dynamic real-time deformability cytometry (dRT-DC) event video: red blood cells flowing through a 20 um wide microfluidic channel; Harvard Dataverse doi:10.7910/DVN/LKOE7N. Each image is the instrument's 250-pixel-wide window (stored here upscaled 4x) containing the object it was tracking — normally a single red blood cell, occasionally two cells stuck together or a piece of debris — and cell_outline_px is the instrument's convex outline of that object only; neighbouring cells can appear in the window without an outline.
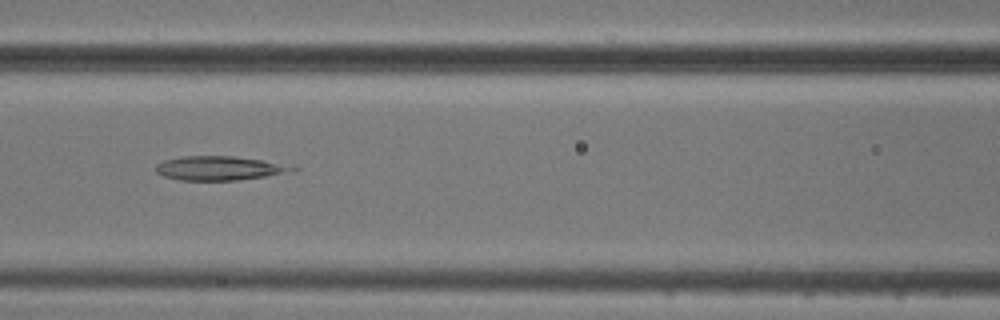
{"species": "common noctule bat (a hibernating species)", "species_latin": "Nyctalus noctula", "temperature_condition": "cold", "stored_images_in_passage": 8, "camera_frame_rate_fps": 3000, "um_per_image_px": 0.085, "animal": {"sex": "male", "body_mass_g": 20.5, "forearm_length_mm": 52.5}, "frame": {"image": 1, "passage_image": 6, "time_ms": 6.0, "image_size_px": [1000, 320], "cell_outline_px": [[300, 168], [296, 172], [236, 180], [180, 180], [164, 176], [156, 172], [156, 164], [164, 160], [184, 156], [232, 156], [260, 160]], "centroid_in_image_um": [18.65, 14.3], "position_along_channel_um": 147.9, "area_um2": 19.02}}
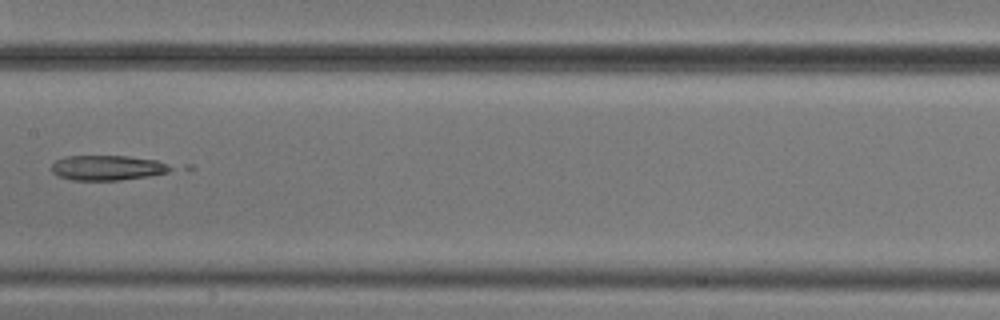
{"frame": {"image": 2, "passage_image": 7, "time_ms": 7.333, "image_size_px": [1000, 320], "cell_outline_px": [[176, 168], [168, 172], [148, 176], [120, 180], [72, 180], [60, 176], [52, 172], [52, 164], [56, 160], [64, 156], [128, 156], [156, 160], [168, 164]], "centroid_in_image_um": [9.15, 14.25], "position_along_channel_um": 198.2, "area_um2": 17.34}}
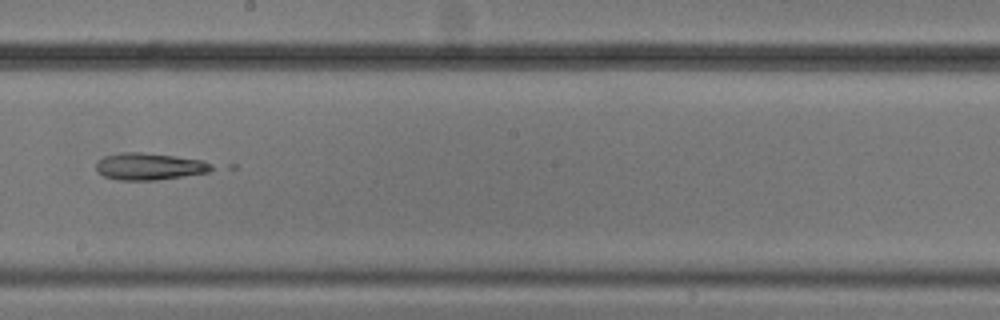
{"frame": {"image": 3, "passage_image": 8, "time_ms": 8.333, "image_size_px": [1000, 320], "cell_outline_px": [[216, 168], [208, 172], [184, 176], [156, 180], [120, 180], [104, 176], [96, 172], [96, 160], [104, 156], [120, 152], [140, 152], [176, 156], [200, 160], [212, 164]], "centroid_in_image_um": [12.66, 14.14], "position_along_channel_um": 235.5, "area_um2": 18.26}}